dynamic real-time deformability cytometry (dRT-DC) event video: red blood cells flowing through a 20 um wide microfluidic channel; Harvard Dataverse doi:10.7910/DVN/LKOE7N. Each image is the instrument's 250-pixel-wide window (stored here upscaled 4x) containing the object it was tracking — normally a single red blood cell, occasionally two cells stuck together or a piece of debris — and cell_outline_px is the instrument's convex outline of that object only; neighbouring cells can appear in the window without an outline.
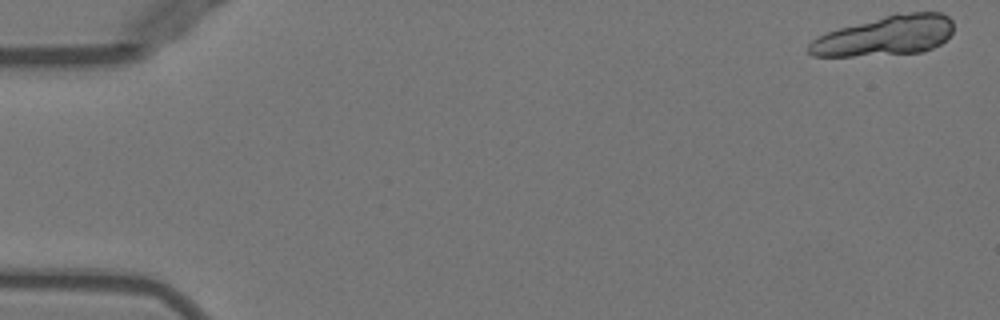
{"species": "Egyptian fruit bat (a non-hibernating species)", "species_latin": "Rousettus aegyptiacus", "temperature_condition": "warm", "stored_images_in_passage": 34, "camera_frame_rate_fps": 3000, "um_per_image_px": 0.085, "animal": {"sex": "female"}, "frame": {"image": 1, "passage_image": 1, "time_ms": 0.0, "image_size_px": [1000, 320], "cell_outline_px": [[952, 32], [940, 44], [924, 52], [852, 56], [812, 56], [808, 52], [808, 44], [812, 40], [828, 32], [840, 28], [896, 12], [940, 12], [948, 16], [952, 20]], "centroid_in_image_um": [75.26, 3.03], "position_along_channel_um": 9.7, "area_um2": 33.47}}